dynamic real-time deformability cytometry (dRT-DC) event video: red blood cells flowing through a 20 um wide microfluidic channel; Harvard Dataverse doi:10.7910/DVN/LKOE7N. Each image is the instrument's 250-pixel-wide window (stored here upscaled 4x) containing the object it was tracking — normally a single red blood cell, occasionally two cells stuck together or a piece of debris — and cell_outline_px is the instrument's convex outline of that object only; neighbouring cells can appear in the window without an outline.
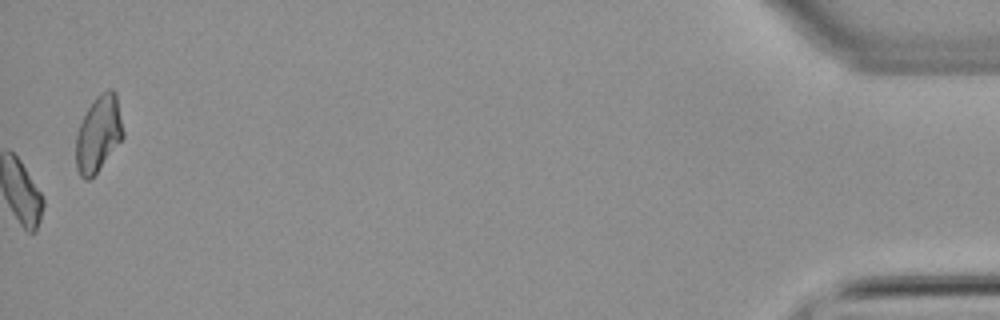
{"species": "common noctule bat (a hibernating species)", "species_latin": "Nyctalus noctula", "temperature_condition": "warm", "stored_images_in_passage": 54, "camera_frame_rate_fps": 3000, "um_per_image_px": 0.085, "animal": {"sex": "male", "body_mass_g": 21.5, "forearm_length_mm": 52.0}, "frame": {"image": 1, "passage_image": 54, "time_ms": 17.667, "image_size_px": [1000, 320], "cell_outline_px": [[124, 136], [96, 172], [88, 180], [84, 180], [80, 176], [76, 168], [76, 132], [88, 108], [96, 96], [100, 92], [108, 88], [112, 88], [116, 92], [124, 132]], "centroid_in_image_um": [8.37, 11.33], "position_along_channel_um": 426.8, "area_um2": 20.81}}